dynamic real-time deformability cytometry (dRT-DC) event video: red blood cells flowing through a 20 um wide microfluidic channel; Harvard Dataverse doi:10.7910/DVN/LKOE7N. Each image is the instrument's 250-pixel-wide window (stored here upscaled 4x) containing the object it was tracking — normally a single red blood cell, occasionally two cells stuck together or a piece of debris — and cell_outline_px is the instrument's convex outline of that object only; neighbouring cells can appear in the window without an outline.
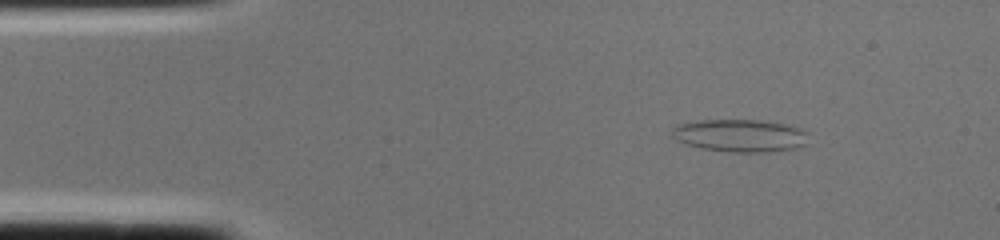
{"species": "common noctule bat (a hibernating species)", "species_latin": "Nyctalus noctula", "temperature_condition": "cold", "stored_images_in_passage": 1, "camera_frame_rate_fps": 3000, "um_per_image_px": 0.085, "animal": {"sex": "female", "body_mass_g": 22.0, "forearm_length_mm": 56.7}, "frame": {"image": 1, "passage_image": 1, "time_ms": 0.0, "image_size_px": [1000, 240], "cell_outline_px": [[808, 132], [804, 144], [800, 148], [768, 152], [732, 152], [700, 148], [684, 144], [676, 140], [672, 136], [672, 128], [676, 124], [700, 120], [756, 120], [784, 124], [800, 128]], "centroid_in_image_um": [62.87, 11.53], "position_along_channel_um": 22.1, "area_um2": 26.07}}